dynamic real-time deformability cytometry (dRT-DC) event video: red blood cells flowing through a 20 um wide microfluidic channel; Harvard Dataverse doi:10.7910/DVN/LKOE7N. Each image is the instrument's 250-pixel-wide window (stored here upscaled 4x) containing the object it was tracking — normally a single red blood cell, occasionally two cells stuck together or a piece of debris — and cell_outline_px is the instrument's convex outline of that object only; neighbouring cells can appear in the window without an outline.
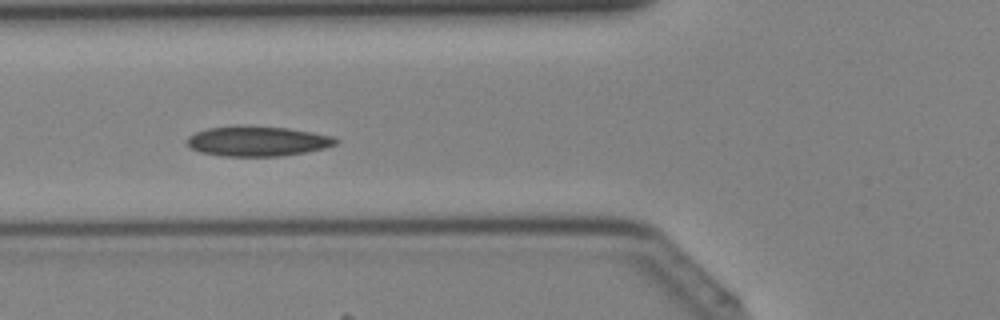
{"species": "Egyptian fruit bat (a non-hibernating species)", "species_latin": "Rousettus aegyptiacus", "temperature_condition": "cold", "stored_images_in_passage": 40, "camera_frame_rate_fps": 3000, "um_per_image_px": 0.085, "animal": {"sex": "female"}, "frame": {"image": 1, "passage_image": 15, "time_ms": 4.667, "image_size_px": [1000, 320], "cell_outline_px": [[340, 140], [336, 144], [324, 148], [284, 156], [220, 156], [200, 152], [188, 148], [184, 140], [188, 136], [196, 132], [208, 128], [236, 124], [244, 124], [288, 128], [312, 132], [332, 136]], "centroid_in_image_um": [21.81, 11.98], "position_along_channel_um": 104.0, "area_um2": 26.65}}
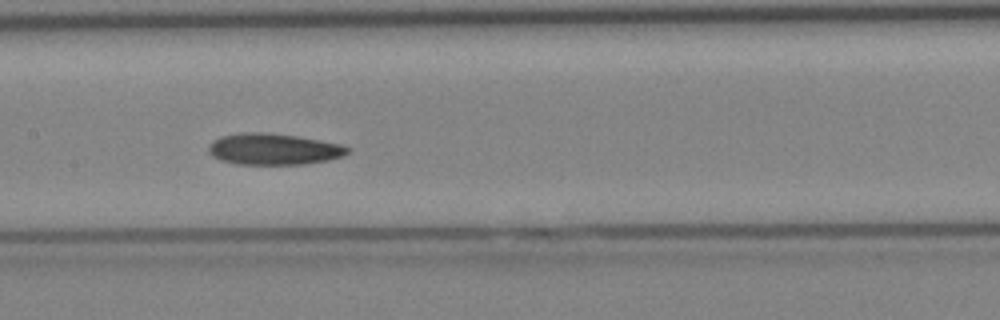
{"frame": {"image": 2, "passage_image": 20, "time_ms": 6.333, "image_size_px": [1000, 320], "cell_outline_px": [[352, 148], [344, 156], [328, 160], [304, 164], [236, 164], [220, 160], [212, 156], [208, 152], [208, 144], [212, 140], [220, 136], [240, 132], [264, 132], [296, 136], [320, 140], [340, 144]], "centroid_in_image_um": [23.22, 12.67], "position_along_channel_um": 184.2, "area_um2": 25.61}}
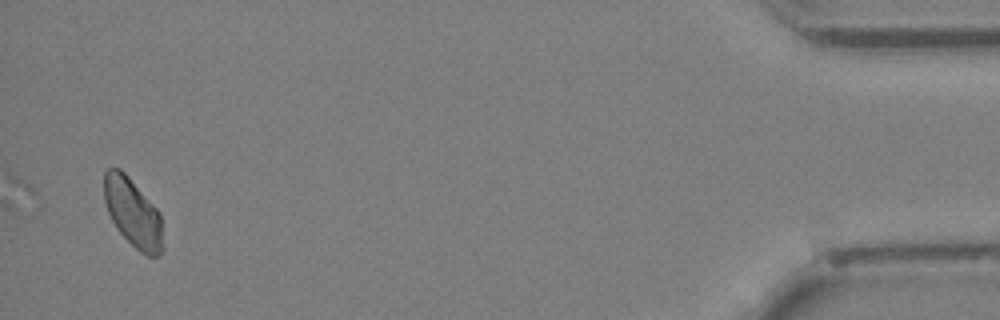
{"frame": {"image": 3, "passage_image": 40, "time_ms": 13.0, "image_size_px": [1000, 320], "cell_outline_px": [[160, 256], [148, 256], [140, 252], [116, 228], [108, 212], [104, 200], [104, 172], [108, 168], [120, 168], [128, 176], [160, 212]], "centroid_in_image_um": [11.25, 18.04], "position_along_channel_um": 424.0, "area_um2": 22.89}}